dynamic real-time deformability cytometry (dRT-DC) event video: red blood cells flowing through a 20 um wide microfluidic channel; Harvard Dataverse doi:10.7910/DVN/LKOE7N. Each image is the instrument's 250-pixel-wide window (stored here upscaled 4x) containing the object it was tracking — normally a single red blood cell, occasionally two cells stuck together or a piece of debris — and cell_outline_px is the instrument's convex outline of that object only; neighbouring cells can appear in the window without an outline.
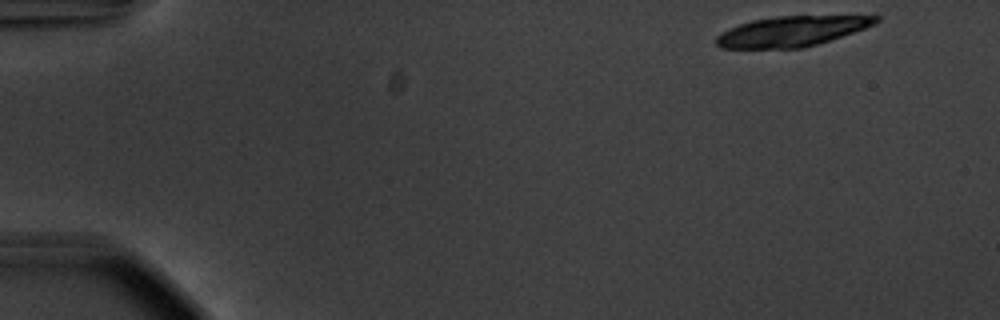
{"species": "common noctule bat (a hibernating species)", "species_latin": "Nyctalus noctula", "temperature_condition": "warm", "stored_images_in_passage": 12, "camera_frame_rate_fps": 3000, "um_per_image_px": 0.085, "animal": {"sex": "male", "body_mass_g": 20.1, "forearm_length_mm": 53.5}, "frame": {"image": 1, "passage_image": 1, "time_ms": 0.0, "image_size_px": [1000, 320], "cell_outline_px": [[880, 20], [876, 24], [804, 48], [720, 48], [716, 44], [716, 36], [720, 32], [728, 28], [752, 20], [776, 16], [876, 12], [880, 16]], "centroid_in_image_um": [67.47, 2.58], "position_along_channel_um": 17.5, "area_um2": 29.3}}